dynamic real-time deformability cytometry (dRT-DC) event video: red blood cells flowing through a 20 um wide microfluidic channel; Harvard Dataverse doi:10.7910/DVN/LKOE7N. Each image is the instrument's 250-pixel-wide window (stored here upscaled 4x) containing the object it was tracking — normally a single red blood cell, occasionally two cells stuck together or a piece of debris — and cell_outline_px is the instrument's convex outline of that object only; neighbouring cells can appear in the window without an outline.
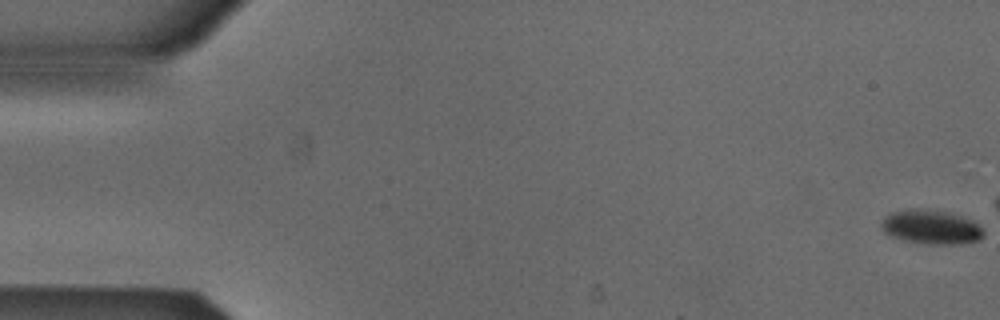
{"species": "Egyptian fruit bat (a non-hibernating species)", "species_latin": "Rousettus aegyptiacus", "temperature_condition": "cold", "stored_images_in_passage": 5, "camera_frame_rate_fps": 3000, "um_per_image_px": 0.085, "animal": {"sex": "male"}, "frame": {"image": 1, "passage_image": 1, "time_ms": 0.0, "image_size_px": [1000, 320], "cell_outline_px": [[984, 236], [980, 240], [960, 244], [928, 244], [904, 240], [892, 236], [884, 232], [880, 228], [880, 224], [884, 216], [892, 212], [908, 208], [916, 208], [948, 212], [972, 220], [984, 232]], "centroid_in_image_um": [79.11, 19.3], "position_along_channel_um": 5.9, "area_um2": 20.4}}